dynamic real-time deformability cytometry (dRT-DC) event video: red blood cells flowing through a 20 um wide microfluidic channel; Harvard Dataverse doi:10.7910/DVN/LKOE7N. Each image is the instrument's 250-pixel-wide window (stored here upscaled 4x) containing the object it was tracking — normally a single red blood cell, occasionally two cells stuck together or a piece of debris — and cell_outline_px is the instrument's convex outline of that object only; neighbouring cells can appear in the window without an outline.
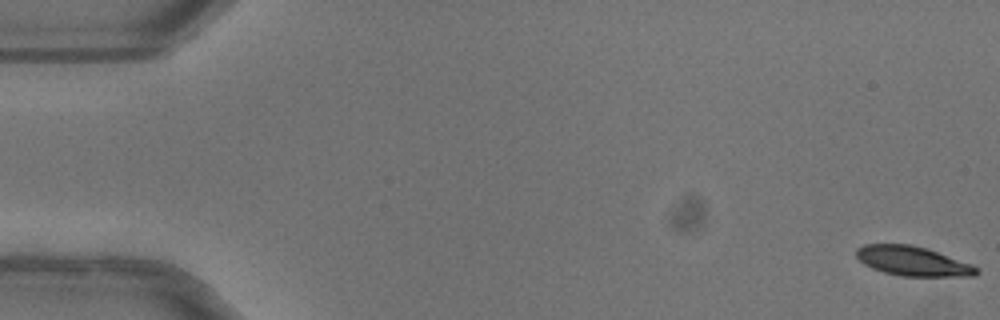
{"species": "common noctule bat (a hibernating species)", "species_latin": "Nyctalus noctula", "temperature_condition": "warm", "stored_images_in_passage": 52, "camera_frame_rate_fps": 3000, "um_per_image_px": 0.085, "animal": {"sex": "female"}, "frame": {"image": 1, "passage_image": 1, "time_ms": 0.0, "image_size_px": [1000, 320], "cell_outline_px": [[980, 272], [976, 276], [900, 276], [884, 272], [872, 268], [864, 264], [856, 256], [856, 248], [864, 244], [912, 244], [928, 248], [972, 264]], "centroid_in_image_um": [77.59, 22.18], "position_along_channel_um": 7.4, "area_um2": 20.81}}
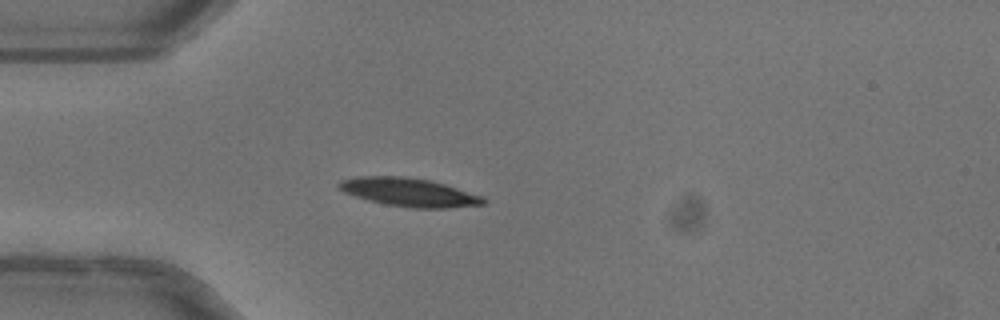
{"frame": {"image": 2, "passage_image": 15, "time_ms": 4.667, "image_size_px": [1000, 320], "cell_outline_px": [[488, 204], [448, 208], [412, 208], [384, 204], [368, 200], [344, 192], [336, 184], [340, 180], [360, 176], [408, 176], [428, 180], [444, 184], [484, 196], [488, 200]], "centroid_in_image_um": [34.82, 16.34], "position_along_channel_um": 50.2, "area_um2": 24.1}}
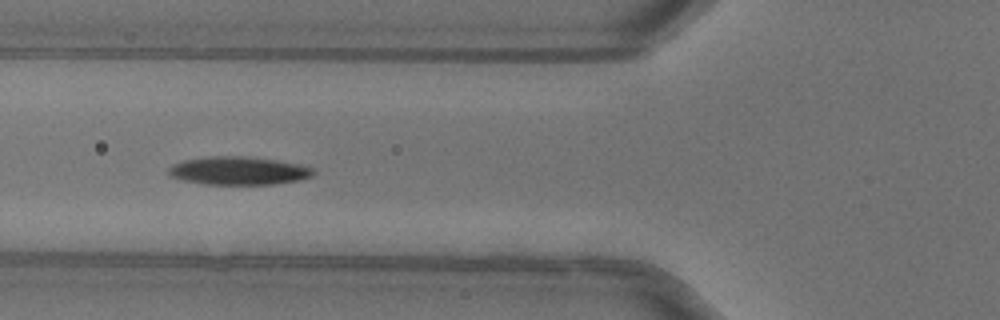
{"frame": {"image": 3, "passage_image": 20, "time_ms": 6.333, "image_size_px": [1000, 320], "cell_outline_px": [[316, 172], [312, 176], [300, 180], [272, 184], [204, 184], [184, 180], [168, 176], [168, 168], [172, 164], [184, 160], [208, 156], [244, 156], [276, 160], [300, 164], [312, 168]], "centroid_in_image_um": [20.26, 14.51], "position_along_channel_um": 105.5, "area_um2": 23.81}, "authors_computed_cell_mechanics": {"area_um2": 22.6865, "velocity_mm_per_s": 4.0274, "shape_relaxation_time_tau1_ms": 3.3844, "shape_relaxation_time_tau2_ms": 4.1211, "deformation_change_tau1": 0.1669, "deformation_change_tau2": 0.0869}}